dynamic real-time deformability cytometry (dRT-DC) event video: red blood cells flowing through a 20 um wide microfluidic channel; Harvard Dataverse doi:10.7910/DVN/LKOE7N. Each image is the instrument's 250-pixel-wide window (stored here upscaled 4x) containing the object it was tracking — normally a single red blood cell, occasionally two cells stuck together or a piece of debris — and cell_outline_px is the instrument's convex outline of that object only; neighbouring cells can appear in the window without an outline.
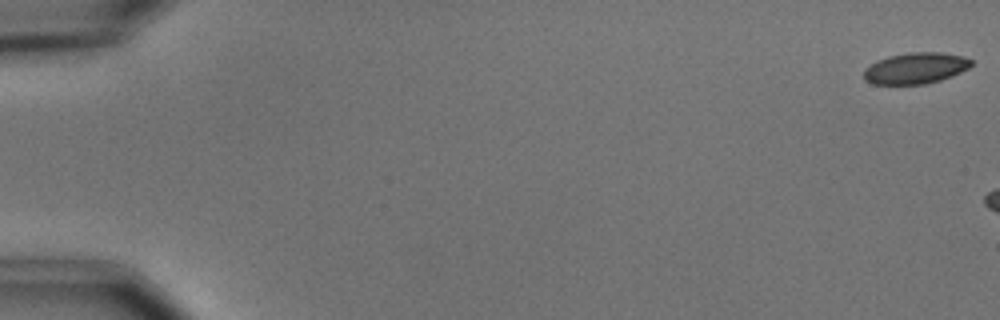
{"species": "common noctule bat (a hibernating species)", "species_latin": "Nyctalus noctula", "temperature_condition": "cold", "stored_images_in_passage": 3, "camera_frame_rate_fps": 3000, "um_per_image_px": 0.085, "animal": {"sex": "male", "body_mass_g": 15.6}, "frame": {"image": 1, "passage_image": 1, "time_ms": 0.0, "image_size_px": [1000, 320], "cell_outline_px": [[972, 64], [968, 68], [952, 76], [940, 80], [924, 84], [872, 84], [864, 80], [864, 68], [876, 60], [888, 56], [912, 52], [940, 52], [960, 56], [972, 60]], "centroid_in_image_um": [77.78, 5.8], "position_along_channel_um": 7.2, "area_um2": 19.48}}